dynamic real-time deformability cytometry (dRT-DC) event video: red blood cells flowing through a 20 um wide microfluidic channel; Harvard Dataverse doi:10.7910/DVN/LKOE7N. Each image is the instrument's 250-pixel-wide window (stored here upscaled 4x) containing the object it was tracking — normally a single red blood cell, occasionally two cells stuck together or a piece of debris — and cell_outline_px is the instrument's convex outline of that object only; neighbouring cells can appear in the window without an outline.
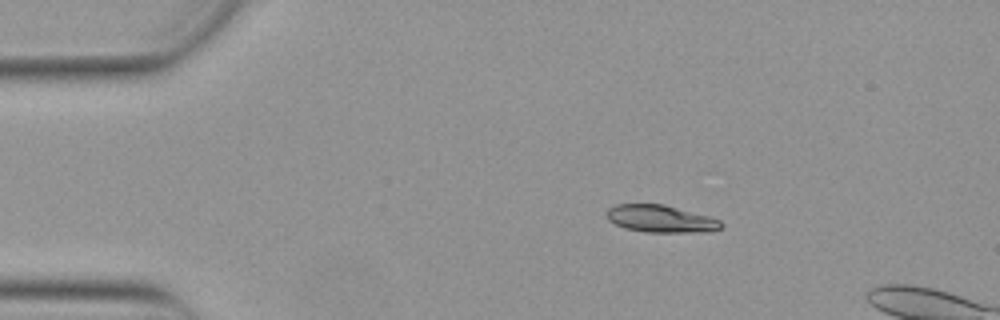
{"species": "Egyptian fruit bat (a non-hibernating species)", "species_latin": "Rousettus aegyptiacus", "temperature_condition": "warm", "stored_images_in_passage": 42, "camera_frame_rate_fps": 3000, "um_per_image_px": 0.085, "animal": {"sex": "female"}, "frame": {"image": 1, "passage_image": 1, "time_ms": 0.0, "image_size_px": [1000, 320], "cell_outline_px": [[724, 224], [720, 228], [692, 232], [648, 232], [628, 228], [616, 224], [608, 220], [604, 212], [608, 208], [616, 204], [664, 204], [708, 216], [720, 220]], "centroid_in_image_um": [56.1, 18.57], "position_along_channel_um": 28.9, "area_um2": 17.92}}
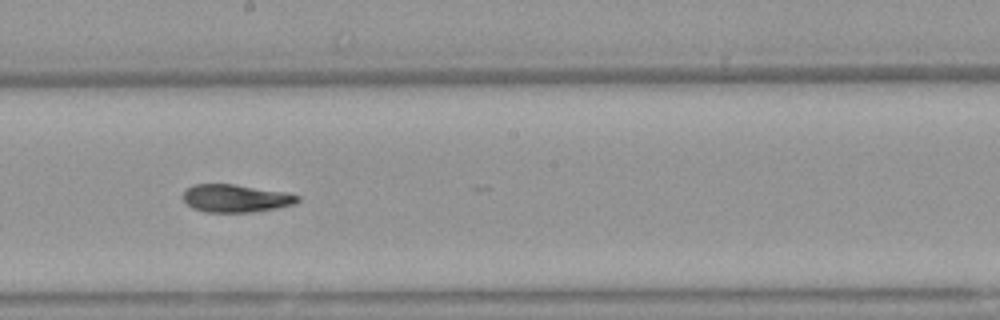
{"frame": {"image": 2, "passage_image": 21, "time_ms": 6.667, "image_size_px": [1000, 320], "cell_outline_px": [[300, 200], [296, 204], [276, 208], [252, 212], [208, 212], [192, 208], [184, 200], [184, 192], [188, 188], [196, 184], [232, 184], [288, 192], [300, 196]], "centroid_in_image_um": [20.1, 16.86], "position_along_channel_um": 228.1, "area_um2": 18.5}}
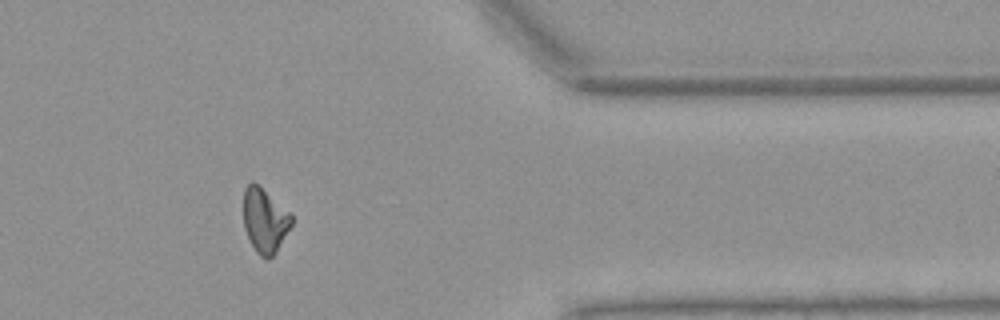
{"frame": {"image": 3, "passage_image": 35, "time_ms": 11.333, "image_size_px": [1000, 320], "cell_outline_px": [[292, 224], [276, 252], [268, 260], [260, 256], [256, 252], [248, 240], [244, 228], [244, 188], [252, 180], [288, 212], [292, 216]], "centroid_in_image_um": [22.47, 18.78], "position_along_channel_um": 388.9, "area_um2": 17.74}, "authors_computed_cell_mechanics": {"area_um2": 18.785, "velocity_mm_per_s": 3.8724, "shape_relaxation_time_tau1_ms": 6.7649, "shape_relaxation_time_tau2_ms": 2.3407, "deformation_change_tau1": 0.2029, "deformation_change_tau2": 0.0602}}